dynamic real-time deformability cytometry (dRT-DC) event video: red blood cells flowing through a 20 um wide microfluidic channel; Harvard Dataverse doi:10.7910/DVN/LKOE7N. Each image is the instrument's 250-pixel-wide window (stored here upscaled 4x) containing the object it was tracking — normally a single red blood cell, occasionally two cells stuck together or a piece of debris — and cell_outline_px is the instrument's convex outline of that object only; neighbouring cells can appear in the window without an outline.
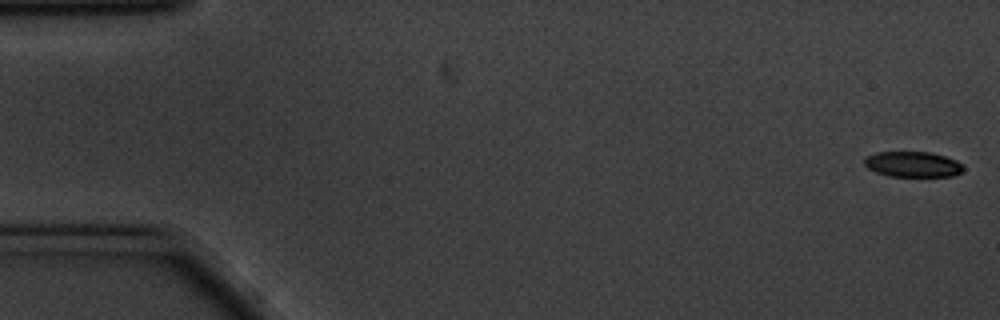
{"species": "common noctule bat (a hibernating species)", "species_latin": "Nyctalus noctula", "temperature_condition": "cold", "stored_images_in_passage": 54, "camera_frame_rate_fps": 3000, "um_per_image_px": 0.085, "animal": {"sex": "male", "body_mass_g": 20.1, "forearm_length_mm": 53.5}, "frame": {"image": 1, "passage_image": 1, "time_ms": 0.0, "image_size_px": [1000, 320], "cell_outline_px": [[964, 168], [960, 172], [952, 176], [888, 176], [876, 172], [868, 168], [864, 164], [864, 156], [876, 152], [932, 152], [956, 160]], "centroid_in_image_um": [77.54, 13.96], "position_along_channel_um": 7.5, "area_um2": 14.68}}
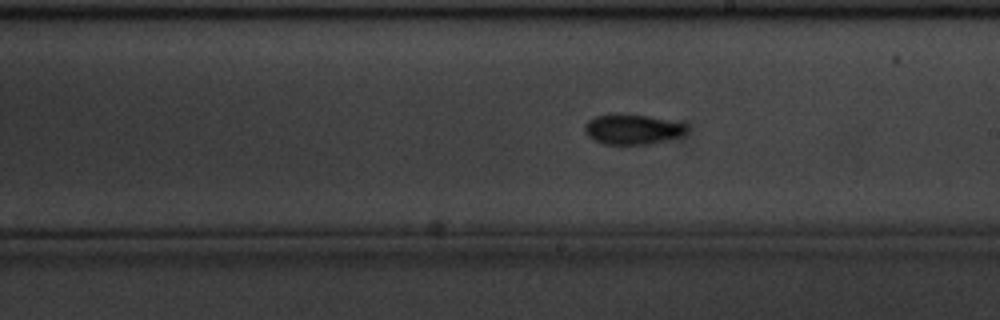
{"frame": {"image": 2, "passage_image": 32, "time_ms": 10.333, "image_size_px": [1000, 320], "cell_outline_px": [[688, 128], [680, 136], [648, 144], [604, 144], [588, 136], [584, 132], [584, 128], [588, 120], [596, 116], [620, 112], [648, 116], [688, 124]], "centroid_in_image_um": [53.73, 10.96], "position_along_channel_um": 235.3, "area_um2": 17.92}}
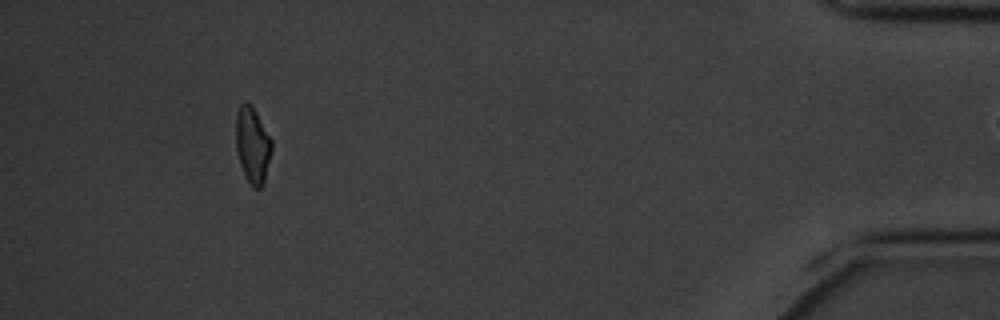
{"frame": {"image": 3, "passage_image": 53, "time_ms": 17.333, "image_size_px": [1000, 320], "cell_outline_px": [[272, 148], [264, 184], [260, 188], [252, 188], [244, 176], [240, 164], [236, 148], [236, 112], [240, 104], [244, 100], [252, 104], [272, 140]], "centroid_in_image_um": [21.46, 12.32], "position_along_channel_um": 413.7, "area_um2": 16.18}}